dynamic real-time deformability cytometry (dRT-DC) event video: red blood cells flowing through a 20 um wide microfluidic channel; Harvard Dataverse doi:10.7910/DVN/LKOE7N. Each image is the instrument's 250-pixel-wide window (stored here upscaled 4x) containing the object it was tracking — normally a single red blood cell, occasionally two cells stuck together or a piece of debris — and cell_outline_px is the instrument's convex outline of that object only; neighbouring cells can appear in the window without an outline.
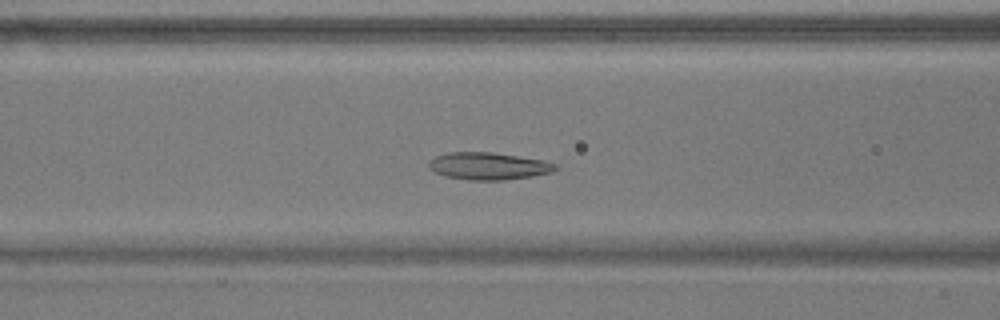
{"species": "common noctule bat (a hibernating species)", "species_latin": "Nyctalus noctula", "temperature_condition": "warm", "stored_images_in_passage": 54, "camera_frame_rate_fps": 3000, "um_per_image_px": 0.085, "animal": {"sex": "male", "body_mass_g": 17.9}, "frame": {"image": 1, "passage_image": 20, "time_ms": 6.333, "image_size_px": [1000, 320], "cell_outline_px": [[556, 168], [552, 172], [532, 176], [500, 180], [468, 180], [448, 176], [436, 172], [428, 168], [428, 160], [436, 156], [448, 152], [492, 152], [544, 160], [556, 164]], "centroid_in_image_um": [41.49, 14.1], "position_along_channel_um": 125.1, "area_um2": 20.0}}
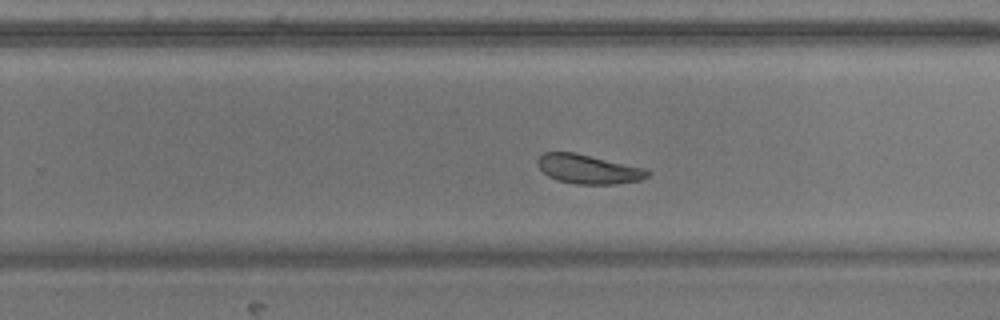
{"frame": {"image": 2, "passage_image": 33, "time_ms": 10.667, "image_size_px": [1000, 320], "cell_outline_px": [[652, 172], [648, 176], [640, 180], [616, 184], [576, 184], [556, 180], [548, 176], [536, 164], [536, 160], [544, 152], [576, 152], [648, 168]], "centroid_in_image_um": [50.04, 14.37], "position_along_channel_um": 279.8, "area_um2": 19.07}}
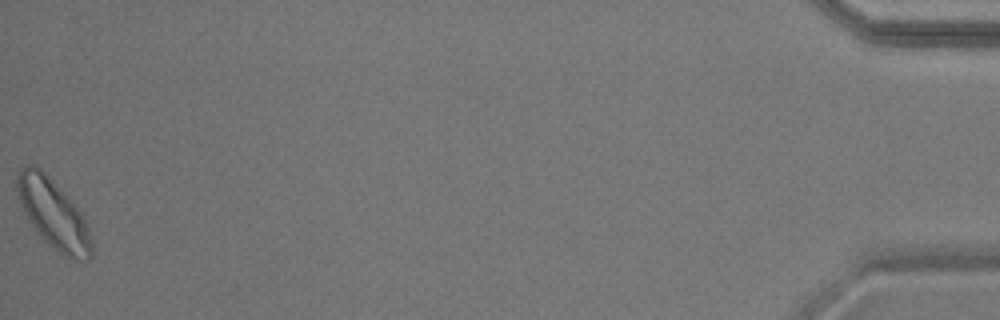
{"frame": {"image": 3, "passage_image": 54, "time_ms": 17.667, "image_size_px": [1000, 320], "cell_outline_px": [[92, 256], [88, 260], [68, 260], [28, 220], [16, 196], [16, 176], [20, 168], [28, 164], [36, 164], [68, 196], [80, 212], [88, 228], [92, 240]], "centroid_in_image_um": [4.52, 18.13], "position_along_channel_um": 430.7, "area_um2": 29.59}, "authors_computed_cell_mechanics": {"area_um2": 21.1259, "velocity_mm_per_s": 3.5794, "shape_relaxation_time_tau1_ms": 4.1324, "shape_relaxation_time_tau2_ms": 3.9802, "deformation_change_tau1": 0.1243, "deformation_change_tau2": 0.0974}}